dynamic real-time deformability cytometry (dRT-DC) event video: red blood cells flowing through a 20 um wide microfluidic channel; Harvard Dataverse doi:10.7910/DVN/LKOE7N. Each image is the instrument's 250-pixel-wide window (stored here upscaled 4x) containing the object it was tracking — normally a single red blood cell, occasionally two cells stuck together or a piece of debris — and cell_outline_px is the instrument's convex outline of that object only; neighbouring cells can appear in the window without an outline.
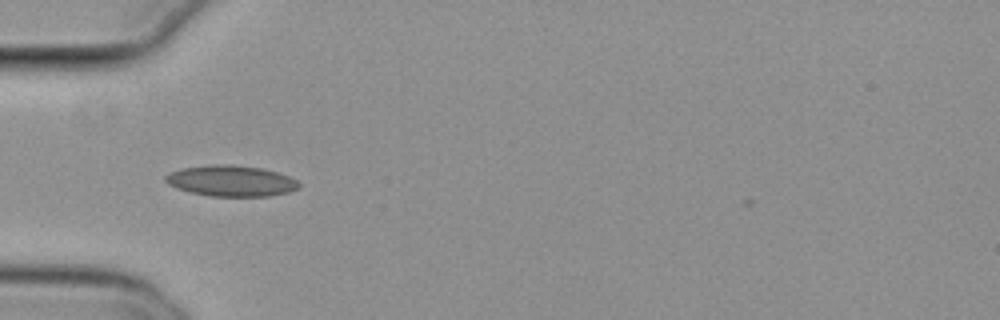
{"species": "common noctule bat (a hibernating species)", "species_latin": "Nyctalus noctula", "temperature_condition": "cold", "stored_images_in_passage": 39, "camera_frame_rate_fps": 3000, "um_per_image_px": 0.085, "animal": {"sex": "female", "body_mass_g": 29.2, "forearm_length_mm": 56.3}, "frame": {"image": 1, "passage_image": 2, "time_ms": 0.333, "image_size_px": [1000, 320], "cell_outline_px": [[300, 188], [288, 192], [268, 196], [208, 196], [176, 188], [168, 184], [164, 180], [164, 176], [172, 172], [184, 168], [212, 164], [232, 164], [260, 168], [276, 172], [288, 176], [296, 180], [300, 184]], "centroid_in_image_um": [19.64, 15.37], "position_along_channel_um": 65.4, "area_um2": 23.93}}
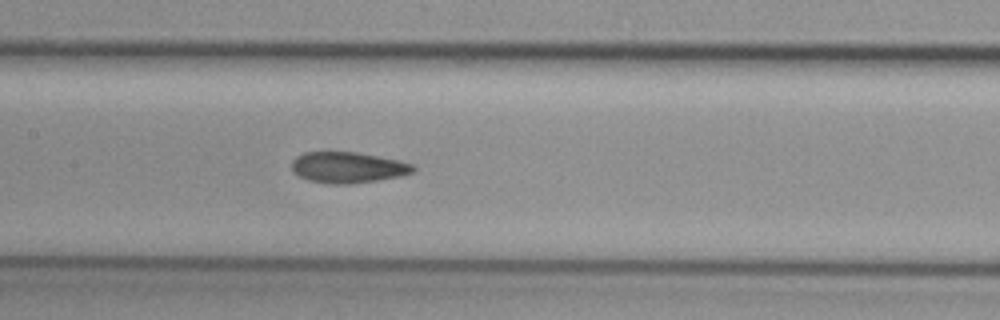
{"frame": {"image": 2, "passage_image": 11, "time_ms": 3.333, "image_size_px": [1000, 320], "cell_outline_px": [[416, 168], [412, 172], [400, 176], [380, 180], [352, 184], [328, 184], [308, 180], [292, 172], [292, 160], [296, 156], [304, 152], [356, 152], [400, 160], [412, 164]], "centroid_in_image_um": [29.56, 14.24], "position_along_channel_um": 177.8, "area_um2": 22.08}}
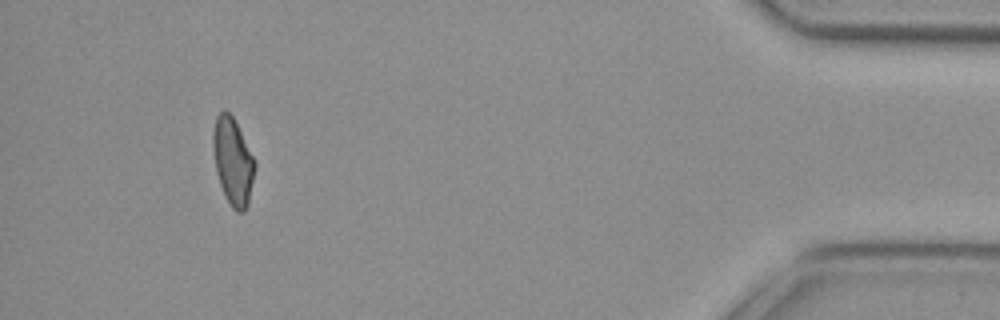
{"frame": {"image": 3, "passage_image": 35, "time_ms": 11.333, "image_size_px": [1000, 320], "cell_outline_px": [[256, 164], [248, 204], [244, 212], [236, 212], [232, 208], [224, 196], [216, 172], [212, 144], [212, 132], [216, 116], [220, 112], [228, 112], [232, 116], [256, 160]], "centroid_in_image_um": [19.79, 13.74], "position_along_channel_um": 415.4, "area_um2": 21.27}, "authors_computed_cell_mechanics": {"area_um2": 21.6172, "velocity_mm_per_s": 3.7916, "shape_relaxation_time_tau1_ms": null, "shape_relaxation_time_tau2_ms": 2.9435, "deformation_change_tau1": null, "deformation_change_tau2": 0.0996}}